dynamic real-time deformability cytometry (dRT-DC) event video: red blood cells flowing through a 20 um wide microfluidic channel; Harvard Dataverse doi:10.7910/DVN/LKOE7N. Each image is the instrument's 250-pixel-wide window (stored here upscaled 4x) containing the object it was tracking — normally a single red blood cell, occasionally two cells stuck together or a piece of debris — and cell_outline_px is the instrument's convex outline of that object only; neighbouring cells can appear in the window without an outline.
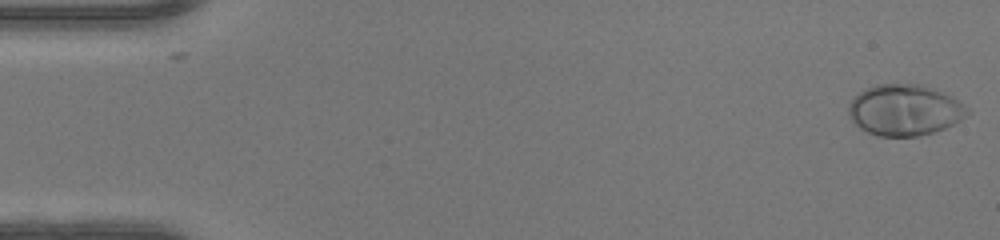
{"species": "human", "species_latin": "Homo sapiens", "temperature_condition": "warm", "stored_images_in_passage": 49, "camera_frame_rate_fps": 3000, "um_per_image_px": 0.085, "donor": {"sex": "female"}, "frame": {"image": 1, "passage_image": 1, "time_ms": 0.0, "image_size_px": [1000, 240], "cell_outline_px": [[972, 112], [960, 120], [944, 128], [920, 136], [880, 136], [868, 132], [860, 128], [848, 116], [848, 104], [860, 92], [876, 84], [924, 84], [952, 96], [968, 108]], "centroid_in_image_um": [76.91, 9.35], "position_along_channel_um": 8.1, "area_um2": 35.32}}
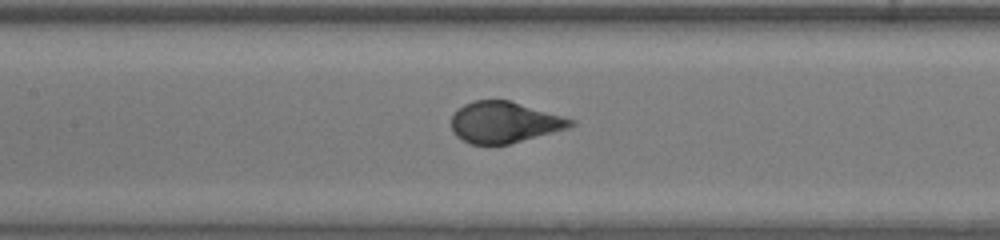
{"frame": {"image": 2, "passage_image": 23, "time_ms": 7.333, "image_size_px": [1000, 240], "cell_outline_px": [[576, 124], [568, 128], [508, 144], [468, 144], [456, 136], [452, 132], [452, 116], [464, 104], [476, 100], [508, 100], [576, 120]], "centroid_in_image_um": [42.86, 10.4], "position_along_channel_um": 164.5, "area_um2": 28.32}}
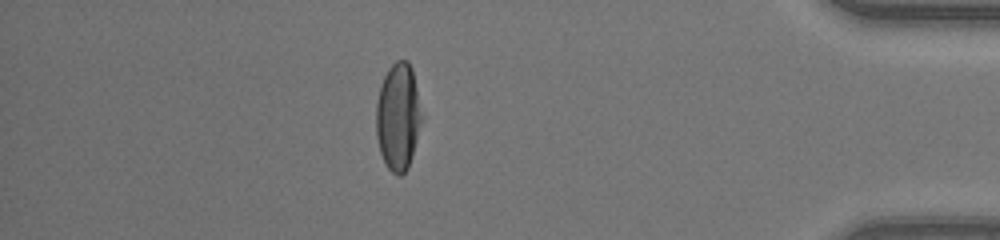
{"frame": {"image": 3, "passage_image": 43, "time_ms": 14.0, "image_size_px": [1000, 240], "cell_outline_px": [[424, 116], [412, 156], [408, 168], [400, 176], [396, 176], [388, 168], [380, 152], [376, 136], [376, 104], [380, 84], [388, 68], [396, 60], [408, 60], [412, 68]], "centroid_in_image_um": [33.86, 9.9], "position_along_channel_um": 401.3, "area_um2": 29.02}, "authors_computed_cell_mechanics": {"area_um2": 30.1138, "velocity_mm_per_s": 4.2034, "shape_relaxation_time_tau1_ms": 3.1077, "shape_relaxation_time_tau2_ms": null, "deformation_change_tau1": 0.2246, "deformation_change_tau2": null}}